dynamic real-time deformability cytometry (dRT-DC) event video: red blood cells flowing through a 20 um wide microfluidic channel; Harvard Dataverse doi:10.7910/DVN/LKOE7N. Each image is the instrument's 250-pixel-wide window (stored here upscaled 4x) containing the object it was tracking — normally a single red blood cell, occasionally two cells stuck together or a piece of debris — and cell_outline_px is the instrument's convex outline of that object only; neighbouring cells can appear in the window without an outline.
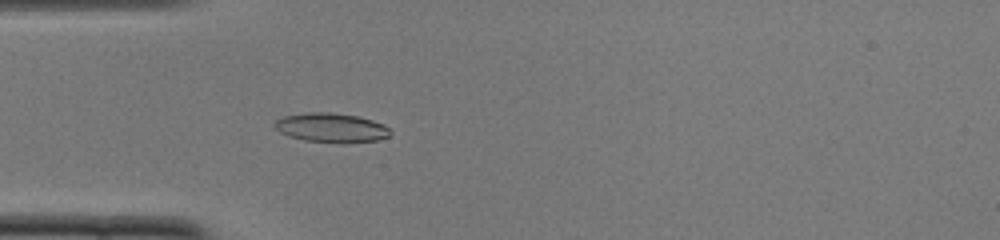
{"species": "common noctule bat (a hibernating species)", "species_latin": "Nyctalus noctula", "temperature_condition": "cold", "stored_images_in_passage": 51, "camera_frame_rate_fps": 3000, "um_per_image_px": 0.085, "animal": {"sex": "female", "body_mass_g": 22.0, "forearm_length_mm": 56.7}, "frame": {"image": 1, "passage_image": 14, "time_ms": 4.333, "image_size_px": [1000, 240], "cell_outline_px": [[392, 132], [388, 136], [376, 140], [304, 140], [288, 136], [280, 132], [272, 124], [276, 120], [284, 116], [308, 112], [328, 112], [360, 116], [384, 124]], "centroid_in_image_um": [28.11, 10.8], "position_along_channel_um": 56.9, "area_um2": 18.9}}
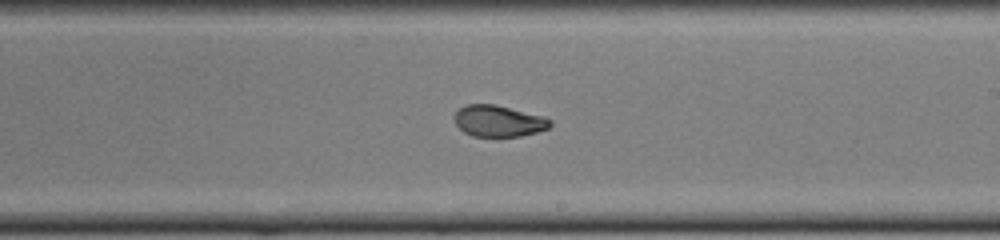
{"frame": {"image": 2, "passage_image": 29, "time_ms": 9.333, "image_size_px": [1000, 240], "cell_outline_px": [[552, 124], [548, 128], [536, 132], [520, 136], [472, 136], [464, 132], [456, 124], [456, 112], [460, 108], [468, 104], [496, 104], [544, 116], [552, 120]], "centroid_in_image_um": [42.41, 10.28], "position_along_channel_um": 246.6, "area_um2": 17.4}}
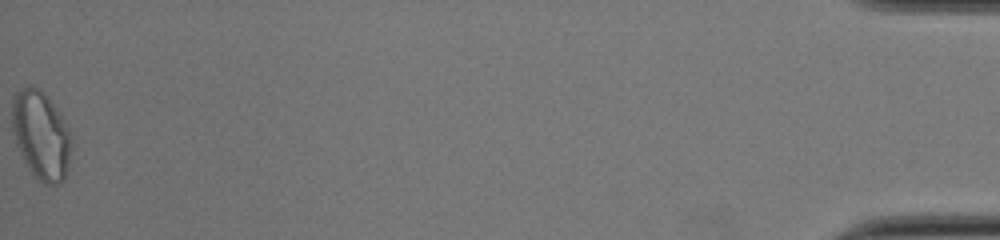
{"frame": {"image": 3, "passage_image": 51, "time_ms": 16.667, "image_size_px": [1000, 240], "cell_outline_px": [[72, 144], [68, 168], [64, 180], [60, 184], [44, 184], [32, 172], [24, 160], [16, 144], [12, 128], [12, 100], [16, 92], [32, 84], [48, 96], [56, 108], [72, 140]], "centroid_in_image_um": [3.48, 11.49], "position_along_channel_um": 431.7, "area_um2": 30.23}, "authors_computed_cell_mechanics": {"area_um2": 18.3804, "velocity_mm_per_s": 3.872, "shape_relaxation_time_tau1_ms": 11.1552, "shape_relaxation_time_tau2_ms": 1.035, "deformation_change_tau1": 0.2585, "deformation_change_tau2": 0.0585}}